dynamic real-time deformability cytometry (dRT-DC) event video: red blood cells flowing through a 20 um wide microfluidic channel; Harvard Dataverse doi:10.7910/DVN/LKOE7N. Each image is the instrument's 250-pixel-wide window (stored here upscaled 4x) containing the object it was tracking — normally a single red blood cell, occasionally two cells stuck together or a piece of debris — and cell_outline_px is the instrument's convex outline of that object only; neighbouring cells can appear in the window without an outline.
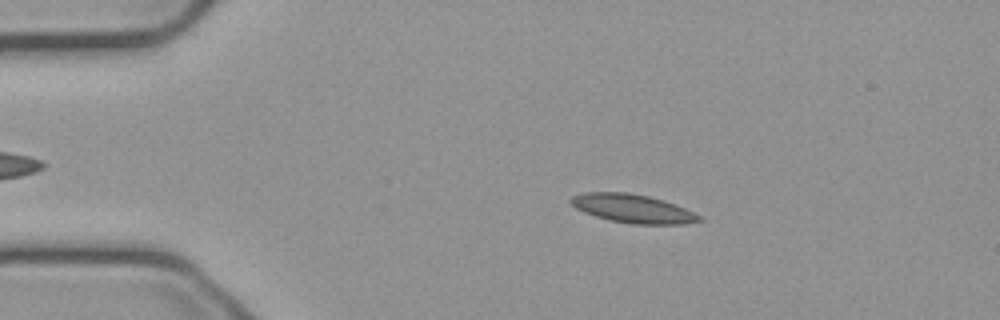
{"species": "common noctule bat (a hibernating species)", "species_latin": "Nyctalus noctula", "temperature_condition": "cold", "stored_images_in_passage": 47, "camera_frame_rate_fps": 3000, "um_per_image_px": 0.085, "animal": {"sex": "male", "body_mass_g": 23.1, "forearm_length_mm": 52.7}, "frame": {"image": 1, "passage_image": 10, "time_ms": 3.0, "image_size_px": [1000, 320], "cell_outline_px": [[704, 220], [684, 224], [632, 224], [608, 220], [584, 212], [576, 208], [568, 200], [572, 196], [584, 192], [628, 192], [648, 196], [664, 200], [676, 204], [700, 216]], "centroid_in_image_um": [53.77, 17.72], "position_along_channel_um": 31.2, "area_um2": 21.39}}
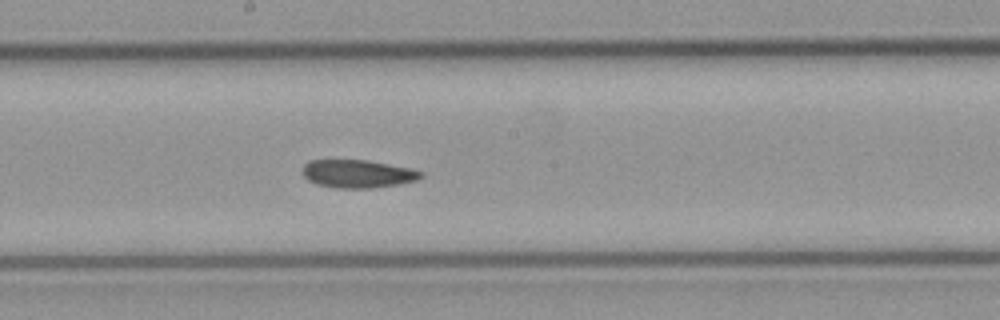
{"frame": {"image": 2, "passage_image": 29, "time_ms": 9.333, "image_size_px": [1000, 320], "cell_outline_px": [[424, 176], [416, 180], [400, 184], [372, 188], [336, 188], [316, 184], [308, 180], [300, 172], [304, 164], [308, 160], [368, 160], [412, 168], [424, 172]], "centroid_in_image_um": [30.4, 14.77], "position_along_channel_um": 217.8, "area_um2": 19.65}}
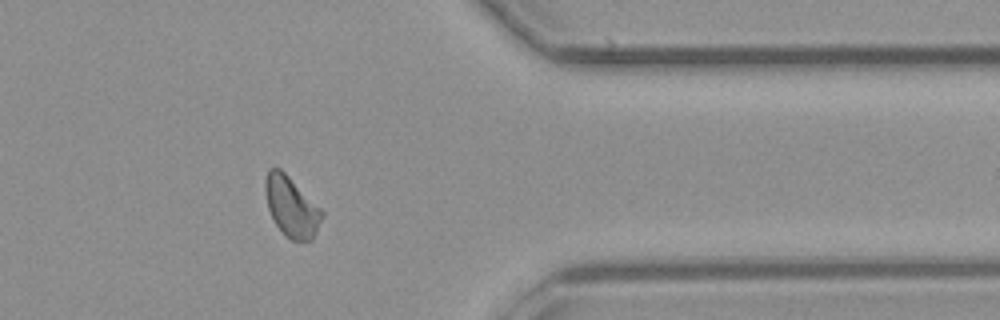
{"frame": {"image": 3, "passage_image": 44, "time_ms": 14.333, "image_size_px": [1000, 320], "cell_outline_px": [[324, 212], [316, 232], [312, 240], [292, 240], [284, 236], [272, 220], [268, 208], [264, 188], [264, 180], [268, 168], [280, 168]], "centroid_in_image_um": [24.73, 17.57], "position_along_channel_um": 386.7, "area_um2": 19.77}, "authors_computed_cell_mechanics": {"area_um2": 20.0566, "velocity_mm_per_s": 3.7271, "shape_relaxation_time_tau1_ms": null, "shape_relaxation_time_tau2_ms": 4.498, "deformation_change_tau1": null, "deformation_change_tau2": 0.065}}